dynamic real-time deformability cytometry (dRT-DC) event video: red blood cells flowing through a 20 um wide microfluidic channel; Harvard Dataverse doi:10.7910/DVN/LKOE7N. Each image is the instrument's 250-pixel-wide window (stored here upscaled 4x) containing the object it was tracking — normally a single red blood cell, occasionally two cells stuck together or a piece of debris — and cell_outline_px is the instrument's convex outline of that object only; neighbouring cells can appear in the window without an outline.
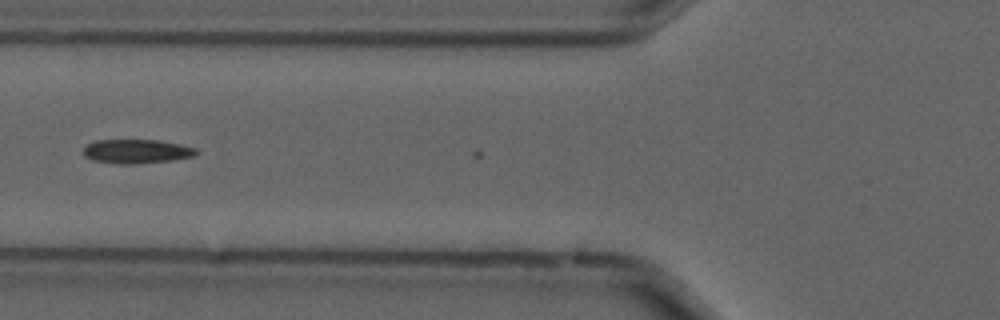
{"species": "common noctule bat (a hibernating species)", "species_latin": "Nyctalus noctula", "temperature_condition": "cold", "stored_images_in_passage": 4, "camera_frame_rate_fps": 3000, "um_per_image_px": 0.085, "animal": {"sex": "male", "forearm_length_mm": 52.5}, "frame": {"image": 1, "passage_image": 3, "time_ms": 0.667, "image_size_px": [1000, 320], "cell_outline_px": [[200, 152], [196, 156], [176, 160], [132, 164], [116, 164], [92, 160], [84, 156], [84, 148], [88, 144], [96, 140], [160, 140], [180, 144], [196, 148]], "centroid_in_image_um": [11.67, 12.87], "position_along_channel_um": 114.1, "area_um2": 16.07}}